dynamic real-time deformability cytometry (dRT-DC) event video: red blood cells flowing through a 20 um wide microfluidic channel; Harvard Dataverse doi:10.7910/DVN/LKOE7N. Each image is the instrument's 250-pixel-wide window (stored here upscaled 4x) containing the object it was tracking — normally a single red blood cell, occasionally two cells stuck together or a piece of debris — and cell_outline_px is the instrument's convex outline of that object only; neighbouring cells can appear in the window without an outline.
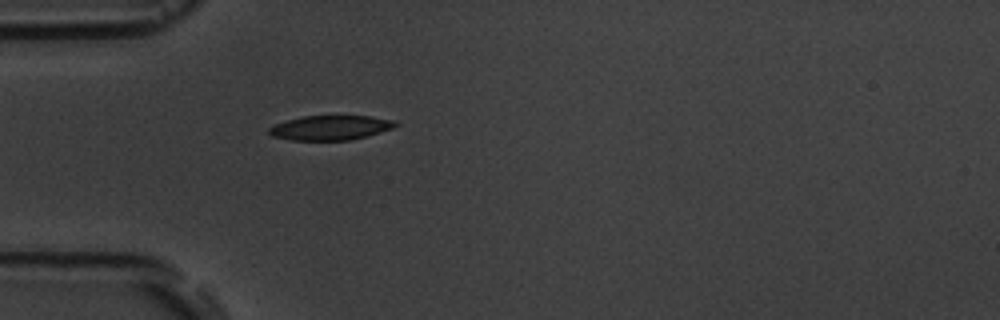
{"species": "common noctule bat (a hibernating species)", "species_latin": "Nyctalus noctula", "temperature_condition": "room temperature", "stored_images_in_passage": 1, "camera_frame_rate_fps": 3000, "um_per_image_px": 0.085, "animal": {"sex": "male", "body_mass_g": 19.5, "forearm_length_mm": 54.6}, "frame": {"image": 1, "passage_image": 1, "time_ms": 0.0, "image_size_px": [1000, 320], "cell_outline_px": [[400, 124], [392, 128], [380, 132], [352, 140], [292, 140], [272, 136], [268, 132], [268, 128], [276, 124], [288, 120], [304, 116], [372, 116], [396, 120]], "centroid_in_image_um": [28.13, 10.85], "position_along_channel_um": 56.9, "area_um2": 18.09}}